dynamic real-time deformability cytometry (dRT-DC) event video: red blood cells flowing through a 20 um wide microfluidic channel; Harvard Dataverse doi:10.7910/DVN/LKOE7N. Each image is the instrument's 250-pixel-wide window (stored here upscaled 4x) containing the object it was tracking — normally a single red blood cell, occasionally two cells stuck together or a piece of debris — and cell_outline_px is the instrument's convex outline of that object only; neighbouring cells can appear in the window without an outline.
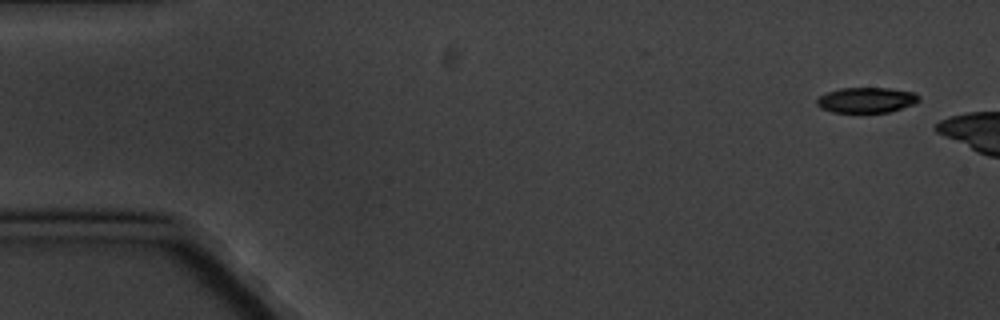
{"species": "common noctule bat (a hibernating species)", "species_latin": "Nyctalus noctula", "temperature_condition": "cold", "stored_images_in_passage": 4, "camera_frame_rate_fps": 3000, "um_per_image_px": 0.085, "animal": {"sex": "male", "body_mass_g": 20.1, "forearm_length_mm": 53.5}, "frame": {"image": 1, "passage_image": 1, "time_ms": 0.0, "image_size_px": [1000, 320], "cell_outline_px": [[920, 100], [916, 104], [888, 112], [832, 112], [820, 108], [816, 104], [816, 100], [820, 96], [828, 92], [840, 88], [892, 88], [916, 92], [920, 96]], "centroid_in_image_um": [73.69, 8.5], "position_along_channel_um": 11.3, "area_um2": 15.26}}